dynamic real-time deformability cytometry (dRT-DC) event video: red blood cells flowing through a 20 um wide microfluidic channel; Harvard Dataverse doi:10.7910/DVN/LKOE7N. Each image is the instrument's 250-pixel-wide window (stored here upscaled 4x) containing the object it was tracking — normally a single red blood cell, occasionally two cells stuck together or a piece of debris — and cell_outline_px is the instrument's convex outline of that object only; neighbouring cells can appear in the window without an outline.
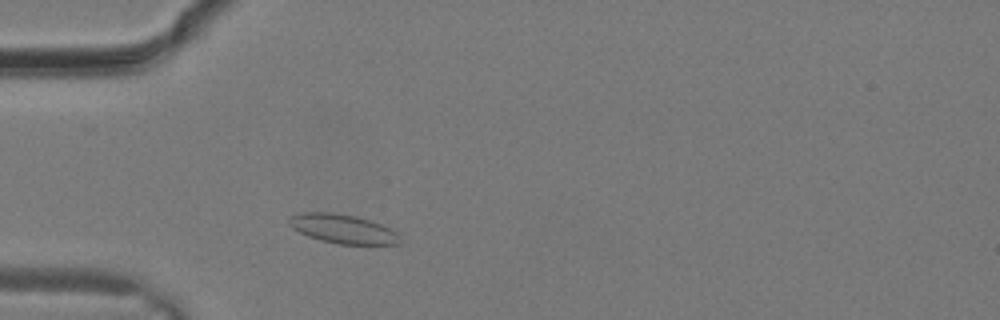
{"species": "common noctule bat (a hibernating species)", "species_latin": "Nyctalus noctula", "temperature_condition": "warm", "stored_images_in_passage": 8, "camera_frame_rate_fps": 3000, "um_per_image_px": 0.085, "animal": {"sex": "male", "body_mass_g": 19.2, "forearm_length_mm": 51.8}, "frame": {"image": 1, "passage_image": 4, "time_ms": 1.0, "image_size_px": [1000, 320], "cell_outline_px": [[400, 244], [340, 244], [320, 240], [308, 236], [292, 228], [288, 224], [288, 216], [300, 212], [332, 212], [356, 216], [372, 220], [396, 232]], "centroid_in_image_um": [29.07, 19.43], "position_along_channel_um": 55.9, "area_um2": 18.79}}
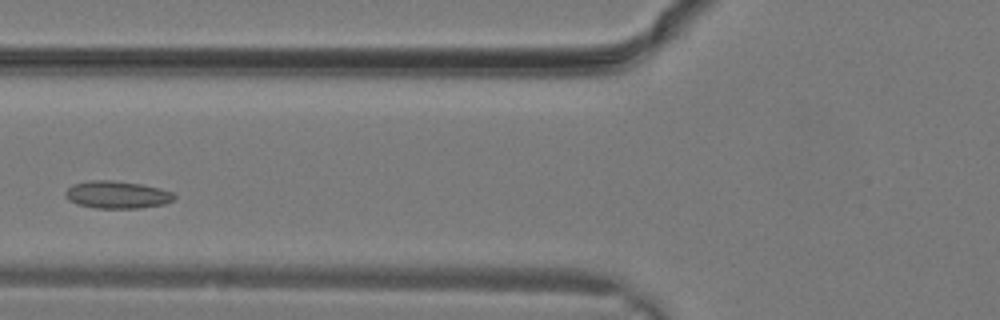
{"frame": {"image": 2, "passage_image": 7, "time_ms": 2.0, "image_size_px": [1000, 320], "cell_outline_px": [[176, 196], [172, 200], [164, 204], [140, 208], [96, 208], [80, 204], [68, 200], [64, 196], [64, 192], [72, 184], [88, 180], [112, 180], [140, 184], [160, 188], [172, 192]], "centroid_in_image_um": [9.93, 16.54], "position_along_channel_um": 115.9, "area_um2": 17.4}}